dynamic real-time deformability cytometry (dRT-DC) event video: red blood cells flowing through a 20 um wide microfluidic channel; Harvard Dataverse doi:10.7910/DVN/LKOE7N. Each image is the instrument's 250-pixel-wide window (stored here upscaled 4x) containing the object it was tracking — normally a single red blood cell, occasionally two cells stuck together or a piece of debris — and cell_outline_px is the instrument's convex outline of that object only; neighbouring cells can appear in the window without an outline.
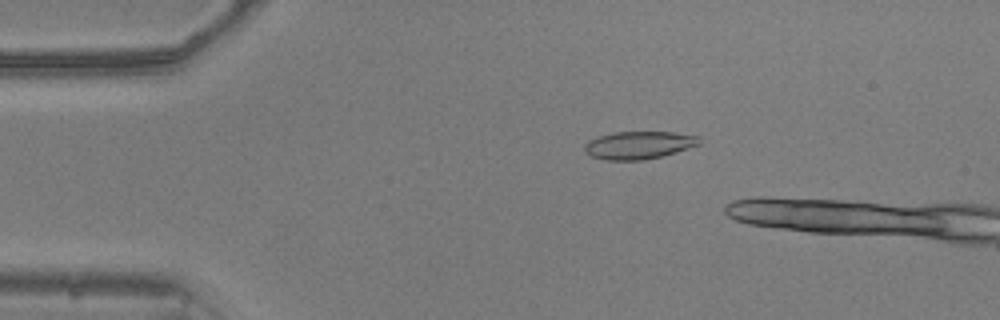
{"species": "common noctule bat (a hibernating species)", "species_latin": "Nyctalus noctula", "temperature_condition": "warm", "stored_images_in_passage": 12, "camera_frame_rate_fps": 3000, "um_per_image_px": 0.085, "animal": {"sex": "male", "body_mass_g": 20.5, "forearm_length_mm": 52.5}, "frame": {"image": 1, "passage_image": 10, "time_ms": 3.0, "image_size_px": [1000, 320], "cell_outline_px": [[700, 144], [676, 152], [644, 160], [604, 160], [592, 156], [584, 152], [584, 144], [588, 140], [612, 132], [672, 132], [700, 136]], "centroid_in_image_um": [54.27, 12.33], "position_along_channel_um": 30.7, "area_um2": 18.55}}